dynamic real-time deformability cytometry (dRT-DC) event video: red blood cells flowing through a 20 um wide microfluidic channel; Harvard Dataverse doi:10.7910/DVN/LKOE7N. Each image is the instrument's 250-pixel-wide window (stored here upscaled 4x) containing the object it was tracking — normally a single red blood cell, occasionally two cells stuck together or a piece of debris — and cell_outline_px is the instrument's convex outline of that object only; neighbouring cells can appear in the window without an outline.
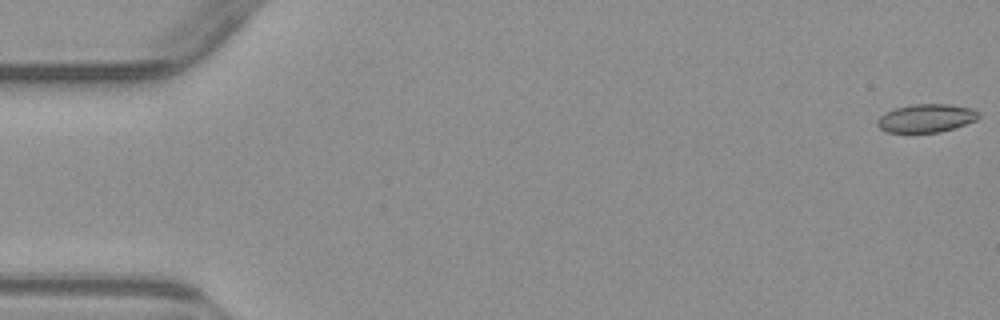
{"species": "common noctule bat (a hibernating species)", "species_latin": "Nyctalus noctula", "temperature_condition": "warm", "stored_images_in_passage": 5, "camera_frame_rate_fps": 3000, "um_per_image_px": 0.085, "animal": {"sex": "male", "body_mass_g": 23.1, "forearm_length_mm": 52.7}, "frame": {"image": 1, "passage_image": 1, "time_ms": 0.0, "image_size_px": [1000, 320], "cell_outline_px": [[980, 116], [976, 120], [940, 132], [888, 132], [880, 128], [876, 124], [876, 120], [884, 112], [896, 108], [912, 104], [948, 104], [972, 108], [980, 112]], "centroid_in_image_um": [78.72, 10.03], "position_along_channel_um": 6.3, "area_um2": 16.65}}
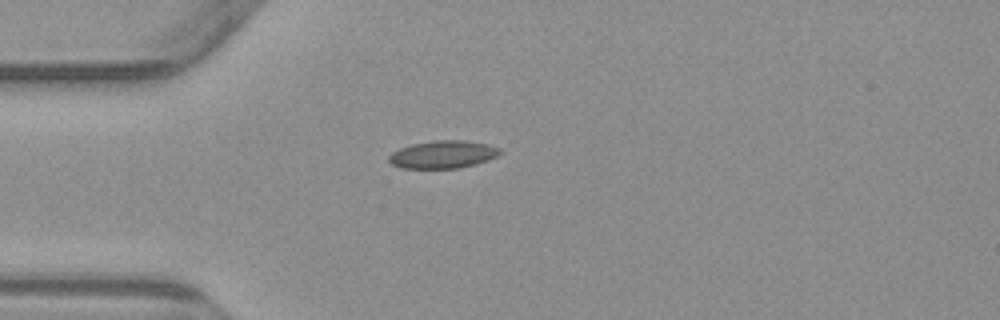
{"frame": {"image": 2, "passage_image": 5, "time_ms": 4.667, "image_size_px": [1000, 320], "cell_outline_px": [[500, 152], [496, 156], [488, 160], [476, 164], [460, 168], [400, 168], [392, 164], [388, 160], [388, 156], [392, 152], [400, 148], [412, 144], [436, 140], [464, 140], [488, 144], [500, 148]], "centroid_in_image_um": [37.64, 13.13], "position_along_channel_um": 47.4, "area_um2": 17.92}}